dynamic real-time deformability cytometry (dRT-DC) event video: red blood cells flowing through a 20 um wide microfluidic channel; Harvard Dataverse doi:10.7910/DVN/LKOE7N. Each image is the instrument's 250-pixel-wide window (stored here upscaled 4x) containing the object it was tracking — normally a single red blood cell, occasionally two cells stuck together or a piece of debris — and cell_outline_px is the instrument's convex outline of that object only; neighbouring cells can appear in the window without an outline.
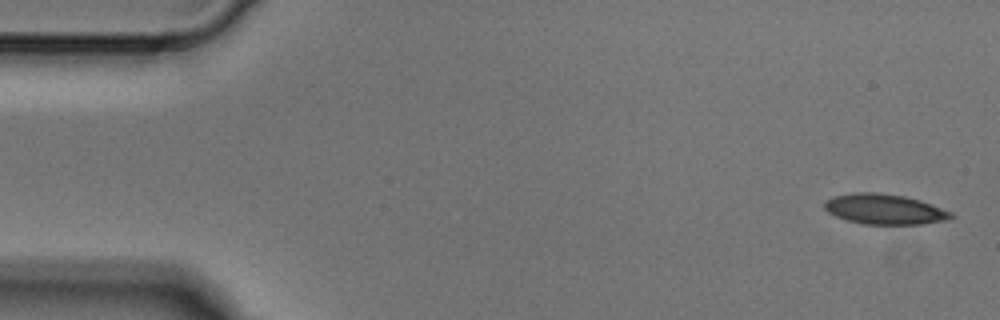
{"species": "Egyptian fruit bat (a non-hibernating species)", "species_latin": "Rousettus aegyptiacus", "temperature_condition": "cold", "stored_images_in_passage": 4, "camera_frame_rate_fps": 3000, "um_per_image_px": 0.085, "animal": {"sex": "male"}, "frame": {"image": 1, "passage_image": 1, "time_ms": 0.0, "image_size_px": [1000, 320], "cell_outline_px": [[956, 216], [944, 220], [924, 224], [864, 224], [848, 220], [836, 216], [828, 212], [824, 208], [824, 200], [832, 196], [852, 192], [880, 192], [904, 196], [920, 200], [952, 212]], "centroid_in_image_um": [75.16, 17.77], "position_along_channel_um": 9.8, "area_um2": 22.43}}
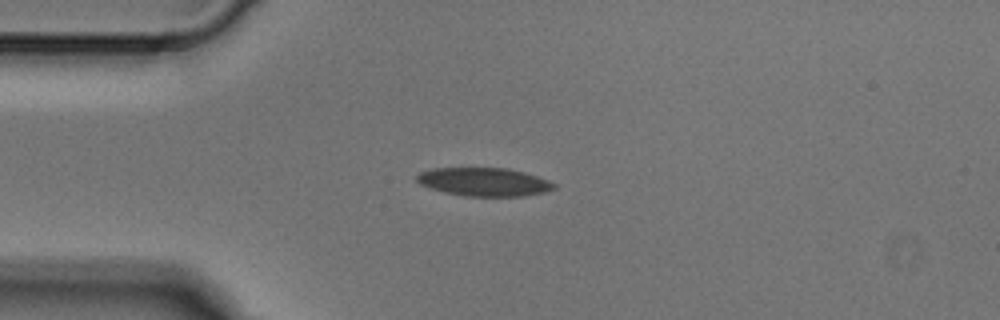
{"frame": {"image": 2, "passage_image": 4, "time_ms": 1.0, "image_size_px": [1000, 320], "cell_outline_px": [[556, 188], [544, 192], [524, 196], [464, 196], [444, 192], [420, 184], [416, 180], [416, 176], [420, 172], [432, 168], [508, 168], [524, 172], [548, 180], [556, 184]], "centroid_in_image_um": [41.15, 15.46], "position_along_channel_um": 43.9, "area_um2": 22.66}}